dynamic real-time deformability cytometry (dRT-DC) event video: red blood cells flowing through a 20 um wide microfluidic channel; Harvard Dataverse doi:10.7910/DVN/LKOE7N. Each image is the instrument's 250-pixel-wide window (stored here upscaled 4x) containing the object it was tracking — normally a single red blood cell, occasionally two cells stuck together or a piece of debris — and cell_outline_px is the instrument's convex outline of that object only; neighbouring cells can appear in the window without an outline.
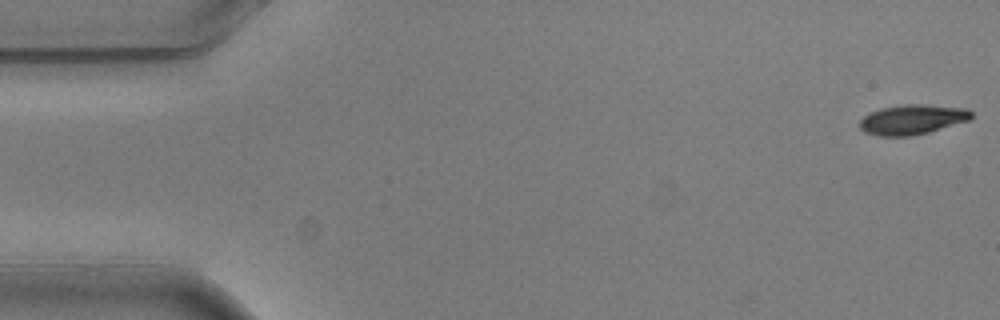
{"species": "common noctule bat (a hibernating species)", "species_latin": "Nyctalus noctula", "temperature_condition": "warm", "stored_images_in_passage": 5, "camera_frame_rate_fps": 3000, "um_per_image_px": 0.085, "animal": {"sex": "male", "body_mass_g": 20.5, "forearm_length_mm": 52.5}, "frame": {"image": 1, "passage_image": 1, "time_ms": 0.0, "image_size_px": [1000, 320], "cell_outline_px": [[972, 116], [968, 120], [928, 132], [912, 136], [876, 136], [864, 132], [860, 128], [860, 120], [868, 112], [880, 108], [904, 104], [924, 104], [968, 108], [972, 112]], "centroid_in_image_um": [77.51, 10.15], "position_along_channel_um": 7.5, "area_um2": 19.54}}